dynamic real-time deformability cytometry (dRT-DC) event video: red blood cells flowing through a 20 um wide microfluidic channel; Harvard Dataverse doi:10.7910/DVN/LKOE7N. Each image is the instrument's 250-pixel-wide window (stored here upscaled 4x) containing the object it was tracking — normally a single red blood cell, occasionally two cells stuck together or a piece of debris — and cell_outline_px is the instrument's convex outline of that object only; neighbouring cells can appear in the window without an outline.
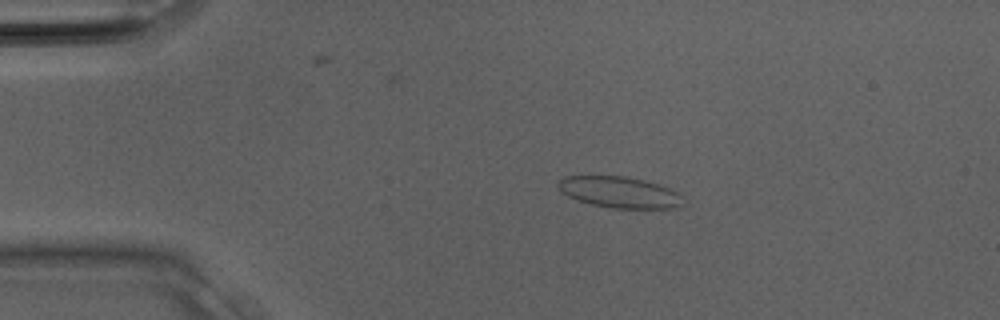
{"species": "Egyptian fruit bat (a non-hibernating species)", "species_latin": "Rousettus aegyptiacus", "temperature_condition": "room temperature", "stored_images_in_passage": 31, "camera_frame_rate_fps": 3000, "um_per_image_px": 0.085, "animal": {"sex": "male"}, "frame": {"image": 1, "passage_image": 6, "time_ms": 1.667, "image_size_px": [1000, 320], "cell_outline_px": [[684, 204], [680, 208], [612, 208], [588, 204], [576, 200], [568, 196], [556, 184], [564, 176], [628, 176], [644, 180], [668, 188], [684, 196]], "centroid_in_image_um": [52.69, 16.35], "position_along_channel_um": 32.3, "area_um2": 22.83}}
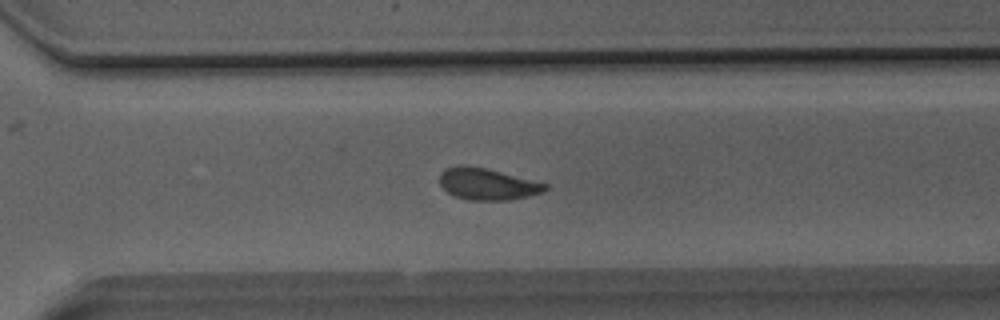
{"frame": {"image": 2, "passage_image": 22, "time_ms": 7.0, "image_size_px": [1000, 320], "cell_outline_px": [[548, 188], [544, 192], [512, 200], [468, 200], [456, 196], [448, 192], [440, 184], [440, 172], [448, 168], [460, 164], [468, 164], [548, 184]], "centroid_in_image_um": [41.42, 15.64], "position_along_channel_um": 329.2, "area_um2": 19.36}}
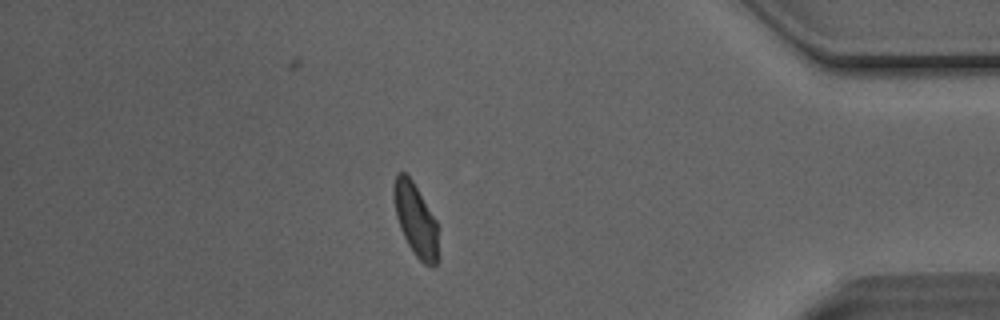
{"frame": {"image": 3, "passage_image": 27, "time_ms": 8.667, "image_size_px": [1000, 320], "cell_outline_px": [[440, 260], [432, 268], [424, 264], [416, 256], [408, 244], [400, 228], [396, 216], [392, 192], [392, 188], [396, 172], [404, 172], [412, 180], [436, 220]], "centroid_in_image_um": [35.34, 18.71], "position_along_channel_um": 399.9, "area_um2": 19.13}}